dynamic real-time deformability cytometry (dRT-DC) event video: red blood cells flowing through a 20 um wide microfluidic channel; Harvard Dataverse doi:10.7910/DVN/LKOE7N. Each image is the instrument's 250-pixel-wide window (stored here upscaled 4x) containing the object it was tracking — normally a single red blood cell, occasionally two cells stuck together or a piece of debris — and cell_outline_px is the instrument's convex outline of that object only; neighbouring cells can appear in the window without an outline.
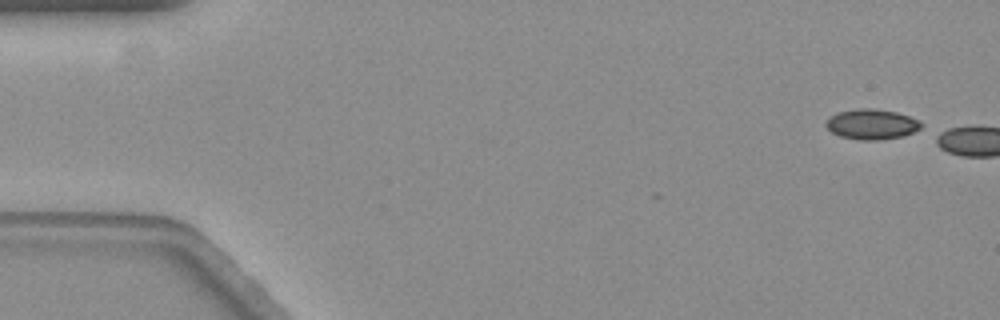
{"species": "common noctule bat (a hibernating species)", "species_latin": "Nyctalus noctula", "temperature_condition": "warm", "stored_images_in_passage": 4, "camera_frame_rate_fps": 3000, "um_per_image_px": 0.085, "animal": {"sex": "female", "body_mass_g": 19.3, "forearm_length_mm": 54.1}, "frame": {"image": 1, "passage_image": 1, "time_ms": 0.0, "image_size_px": [1000, 320], "cell_outline_px": [[924, 124], [920, 128], [904, 136], [880, 140], [860, 140], [840, 136], [832, 132], [824, 124], [836, 112], [856, 108], [872, 108], [896, 112], [920, 120]], "centroid_in_image_um": [74.11, 10.56], "position_along_channel_um": 10.9, "area_um2": 16.82}}